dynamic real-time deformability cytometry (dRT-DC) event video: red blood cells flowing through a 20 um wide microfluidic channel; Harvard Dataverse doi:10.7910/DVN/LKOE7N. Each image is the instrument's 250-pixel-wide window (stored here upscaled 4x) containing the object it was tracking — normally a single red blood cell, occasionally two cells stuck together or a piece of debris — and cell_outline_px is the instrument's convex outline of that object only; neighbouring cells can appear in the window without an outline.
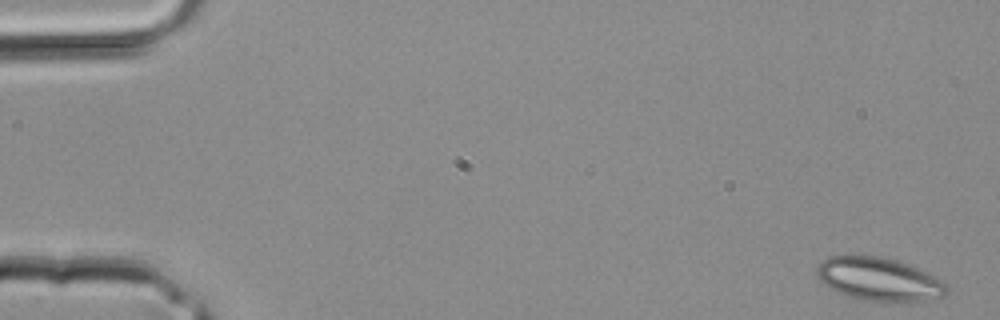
{"species": "common noctule bat (a hibernating species)", "species_latin": "Nyctalus noctula", "temperature_condition": "room temperature", "stored_images_in_passage": 4, "segment_of_instrument_passage": [2, 2], "camera_frame_rate_fps": 3000, "um_per_image_px": 0.085, "animal": {"sex": "male", "body_mass_g": 20.4}, "frame": {"image": 1, "passage_image": 4, "time_ms": 1.0, "image_size_px": [1000, 320], "cell_outline_px": [[948, 296], [920, 300], [868, 300], [836, 292], [820, 280], [816, 272], [816, 268], [828, 256], [852, 252], [876, 256], [892, 260], [916, 268], [948, 284]], "centroid_in_image_um": [74.65, 23.68], "position_along_channel_um": 10.3, "area_um2": 32.25}}